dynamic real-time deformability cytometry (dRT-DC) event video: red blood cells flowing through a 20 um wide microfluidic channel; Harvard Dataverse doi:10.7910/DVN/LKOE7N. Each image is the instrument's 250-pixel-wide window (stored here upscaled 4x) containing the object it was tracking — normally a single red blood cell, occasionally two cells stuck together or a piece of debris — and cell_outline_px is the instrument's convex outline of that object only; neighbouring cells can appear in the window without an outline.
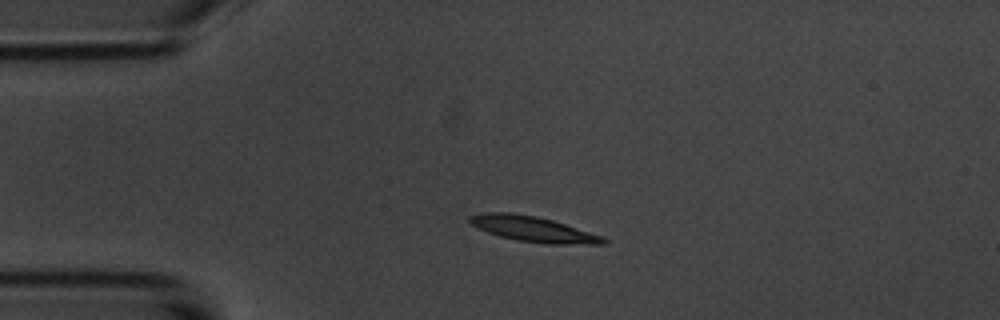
{"species": "common noctule bat (a hibernating species)", "species_latin": "Nyctalus noctula", "temperature_condition": "room temperature", "stored_images_in_passage": 3, "camera_frame_rate_fps": 3000, "um_per_image_px": 0.085, "animal": {"sex": "male", "body_mass_g": 20.1, "forearm_length_mm": 53.5}, "frame": {"image": 1, "passage_image": 2, "time_ms": 1.333, "image_size_px": [1000, 320], "cell_outline_px": [[608, 244], [548, 244], [516, 240], [500, 236], [488, 232], [472, 224], [468, 220], [468, 216], [484, 212], [508, 212], [536, 216], [552, 220], [604, 236], [608, 240]], "centroid_in_image_um": [45.36, 19.47], "position_along_channel_um": 39.6, "area_um2": 19.77}}